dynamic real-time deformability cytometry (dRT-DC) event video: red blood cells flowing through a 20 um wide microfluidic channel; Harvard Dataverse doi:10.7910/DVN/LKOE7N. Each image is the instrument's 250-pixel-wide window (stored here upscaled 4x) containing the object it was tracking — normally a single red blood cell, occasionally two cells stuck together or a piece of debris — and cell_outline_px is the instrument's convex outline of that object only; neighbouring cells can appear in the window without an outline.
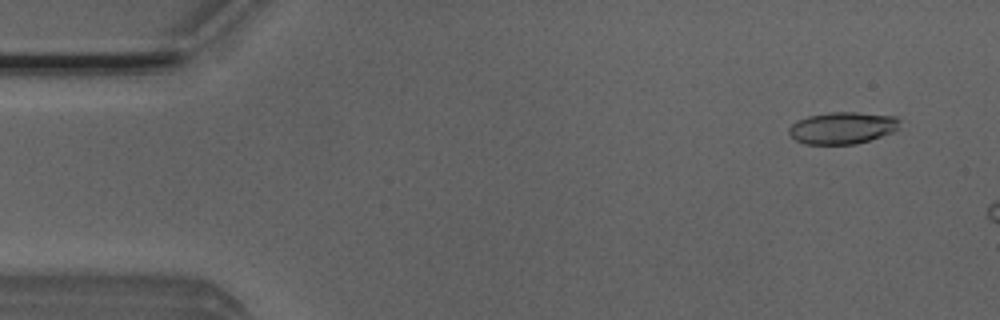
{"species": "Egyptian fruit bat (a non-hibernating species)", "species_latin": "Rousettus aegyptiacus", "temperature_condition": "room temperature", "stored_images_in_passage": 9, "camera_frame_rate_fps": 3000, "um_per_image_px": 0.085, "animal": {"sex": "male"}, "frame": {"image": 1, "passage_image": 4, "time_ms": 1.0, "image_size_px": [1000, 320], "cell_outline_px": [[900, 120], [896, 128], [892, 132], [856, 144], [804, 144], [796, 140], [788, 132], [788, 128], [796, 120], [808, 116], [832, 112], [856, 112], [896, 116]], "centroid_in_image_um": [71.57, 10.87], "position_along_channel_um": 13.4, "area_um2": 20.46}}